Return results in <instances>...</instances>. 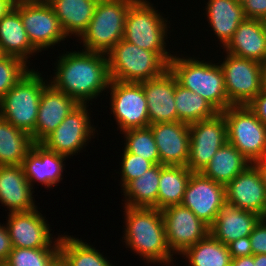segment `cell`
<instances>
[{
  "mask_svg": "<svg viewBox=\"0 0 266 266\" xmlns=\"http://www.w3.org/2000/svg\"><path fill=\"white\" fill-rule=\"evenodd\" d=\"M252 163L233 145L226 143L218 149L210 163L200 172L203 176L226 186Z\"/></svg>",
  "mask_w": 266,
  "mask_h": 266,
  "instance_id": "obj_28",
  "label": "cell"
},
{
  "mask_svg": "<svg viewBox=\"0 0 266 266\" xmlns=\"http://www.w3.org/2000/svg\"><path fill=\"white\" fill-rule=\"evenodd\" d=\"M13 5V0H0V18L3 17Z\"/></svg>",
  "mask_w": 266,
  "mask_h": 266,
  "instance_id": "obj_46",
  "label": "cell"
},
{
  "mask_svg": "<svg viewBox=\"0 0 266 266\" xmlns=\"http://www.w3.org/2000/svg\"><path fill=\"white\" fill-rule=\"evenodd\" d=\"M262 217L258 214L230 204H225L217 214L209 233L218 241L227 245L241 237L249 236Z\"/></svg>",
  "mask_w": 266,
  "mask_h": 266,
  "instance_id": "obj_24",
  "label": "cell"
},
{
  "mask_svg": "<svg viewBox=\"0 0 266 266\" xmlns=\"http://www.w3.org/2000/svg\"><path fill=\"white\" fill-rule=\"evenodd\" d=\"M126 248H130L148 264L170 266L173 255L170 251L161 210L156 208L129 207L124 205ZM156 262V263H155Z\"/></svg>",
  "mask_w": 266,
  "mask_h": 266,
  "instance_id": "obj_2",
  "label": "cell"
},
{
  "mask_svg": "<svg viewBox=\"0 0 266 266\" xmlns=\"http://www.w3.org/2000/svg\"><path fill=\"white\" fill-rule=\"evenodd\" d=\"M160 157V164L186 166L189 147V124L163 122L150 124Z\"/></svg>",
  "mask_w": 266,
  "mask_h": 266,
  "instance_id": "obj_18",
  "label": "cell"
},
{
  "mask_svg": "<svg viewBox=\"0 0 266 266\" xmlns=\"http://www.w3.org/2000/svg\"><path fill=\"white\" fill-rule=\"evenodd\" d=\"M12 248L8 230L4 224L0 223V263L6 261Z\"/></svg>",
  "mask_w": 266,
  "mask_h": 266,
  "instance_id": "obj_43",
  "label": "cell"
},
{
  "mask_svg": "<svg viewBox=\"0 0 266 266\" xmlns=\"http://www.w3.org/2000/svg\"><path fill=\"white\" fill-rule=\"evenodd\" d=\"M263 24H264V28H265V31H266V17L262 20Z\"/></svg>",
  "mask_w": 266,
  "mask_h": 266,
  "instance_id": "obj_52",
  "label": "cell"
},
{
  "mask_svg": "<svg viewBox=\"0 0 266 266\" xmlns=\"http://www.w3.org/2000/svg\"><path fill=\"white\" fill-rule=\"evenodd\" d=\"M167 19L147 0H135L129 7L123 39L157 53L168 65L173 54L166 50Z\"/></svg>",
  "mask_w": 266,
  "mask_h": 266,
  "instance_id": "obj_5",
  "label": "cell"
},
{
  "mask_svg": "<svg viewBox=\"0 0 266 266\" xmlns=\"http://www.w3.org/2000/svg\"><path fill=\"white\" fill-rule=\"evenodd\" d=\"M255 266H266V254L254 255Z\"/></svg>",
  "mask_w": 266,
  "mask_h": 266,
  "instance_id": "obj_48",
  "label": "cell"
},
{
  "mask_svg": "<svg viewBox=\"0 0 266 266\" xmlns=\"http://www.w3.org/2000/svg\"><path fill=\"white\" fill-rule=\"evenodd\" d=\"M8 212L5 225L15 248H59L60 236L53 239L48 221L37 210Z\"/></svg>",
  "mask_w": 266,
  "mask_h": 266,
  "instance_id": "obj_15",
  "label": "cell"
},
{
  "mask_svg": "<svg viewBox=\"0 0 266 266\" xmlns=\"http://www.w3.org/2000/svg\"><path fill=\"white\" fill-rule=\"evenodd\" d=\"M4 56H5V54L3 53L2 48H1V46H0V59H1L2 57H4Z\"/></svg>",
  "mask_w": 266,
  "mask_h": 266,
  "instance_id": "obj_51",
  "label": "cell"
},
{
  "mask_svg": "<svg viewBox=\"0 0 266 266\" xmlns=\"http://www.w3.org/2000/svg\"><path fill=\"white\" fill-rule=\"evenodd\" d=\"M226 203L266 218V188L251 164L225 186Z\"/></svg>",
  "mask_w": 266,
  "mask_h": 266,
  "instance_id": "obj_17",
  "label": "cell"
},
{
  "mask_svg": "<svg viewBox=\"0 0 266 266\" xmlns=\"http://www.w3.org/2000/svg\"><path fill=\"white\" fill-rule=\"evenodd\" d=\"M58 58L55 76L49 81L78 104H87V101L89 103L107 91L110 76L106 54L85 50L66 51Z\"/></svg>",
  "mask_w": 266,
  "mask_h": 266,
  "instance_id": "obj_1",
  "label": "cell"
},
{
  "mask_svg": "<svg viewBox=\"0 0 266 266\" xmlns=\"http://www.w3.org/2000/svg\"><path fill=\"white\" fill-rule=\"evenodd\" d=\"M32 144L28 133L0 117V165H21Z\"/></svg>",
  "mask_w": 266,
  "mask_h": 266,
  "instance_id": "obj_31",
  "label": "cell"
},
{
  "mask_svg": "<svg viewBox=\"0 0 266 266\" xmlns=\"http://www.w3.org/2000/svg\"><path fill=\"white\" fill-rule=\"evenodd\" d=\"M135 0H99L94 15L79 40L82 50L107 54L124 35L126 16Z\"/></svg>",
  "mask_w": 266,
  "mask_h": 266,
  "instance_id": "obj_7",
  "label": "cell"
},
{
  "mask_svg": "<svg viewBox=\"0 0 266 266\" xmlns=\"http://www.w3.org/2000/svg\"><path fill=\"white\" fill-rule=\"evenodd\" d=\"M223 48L226 53L263 64L266 60V31L262 20L246 18Z\"/></svg>",
  "mask_w": 266,
  "mask_h": 266,
  "instance_id": "obj_23",
  "label": "cell"
},
{
  "mask_svg": "<svg viewBox=\"0 0 266 266\" xmlns=\"http://www.w3.org/2000/svg\"><path fill=\"white\" fill-rule=\"evenodd\" d=\"M247 19L263 20L266 17V0H240Z\"/></svg>",
  "mask_w": 266,
  "mask_h": 266,
  "instance_id": "obj_40",
  "label": "cell"
},
{
  "mask_svg": "<svg viewBox=\"0 0 266 266\" xmlns=\"http://www.w3.org/2000/svg\"><path fill=\"white\" fill-rule=\"evenodd\" d=\"M226 54L219 65L228 101L232 106L248 105L263 90V66L254 60Z\"/></svg>",
  "mask_w": 266,
  "mask_h": 266,
  "instance_id": "obj_9",
  "label": "cell"
},
{
  "mask_svg": "<svg viewBox=\"0 0 266 266\" xmlns=\"http://www.w3.org/2000/svg\"><path fill=\"white\" fill-rule=\"evenodd\" d=\"M195 58L174 55L169 69L181 86L206 99L218 112H223L232 105L226 94L221 66Z\"/></svg>",
  "mask_w": 266,
  "mask_h": 266,
  "instance_id": "obj_3",
  "label": "cell"
},
{
  "mask_svg": "<svg viewBox=\"0 0 266 266\" xmlns=\"http://www.w3.org/2000/svg\"><path fill=\"white\" fill-rule=\"evenodd\" d=\"M59 248H15L4 262L7 266H56L61 260Z\"/></svg>",
  "mask_w": 266,
  "mask_h": 266,
  "instance_id": "obj_36",
  "label": "cell"
},
{
  "mask_svg": "<svg viewBox=\"0 0 266 266\" xmlns=\"http://www.w3.org/2000/svg\"><path fill=\"white\" fill-rule=\"evenodd\" d=\"M92 246L73 236L60 235V255L68 266H114Z\"/></svg>",
  "mask_w": 266,
  "mask_h": 266,
  "instance_id": "obj_34",
  "label": "cell"
},
{
  "mask_svg": "<svg viewBox=\"0 0 266 266\" xmlns=\"http://www.w3.org/2000/svg\"><path fill=\"white\" fill-rule=\"evenodd\" d=\"M190 147L186 166L201 172L219 148L228 142L227 123L221 112L214 117L189 124Z\"/></svg>",
  "mask_w": 266,
  "mask_h": 266,
  "instance_id": "obj_11",
  "label": "cell"
},
{
  "mask_svg": "<svg viewBox=\"0 0 266 266\" xmlns=\"http://www.w3.org/2000/svg\"><path fill=\"white\" fill-rule=\"evenodd\" d=\"M227 247L232 259L253 255L249 236L234 240Z\"/></svg>",
  "mask_w": 266,
  "mask_h": 266,
  "instance_id": "obj_41",
  "label": "cell"
},
{
  "mask_svg": "<svg viewBox=\"0 0 266 266\" xmlns=\"http://www.w3.org/2000/svg\"><path fill=\"white\" fill-rule=\"evenodd\" d=\"M226 204L225 186L193 172L181 205L187 207L209 227Z\"/></svg>",
  "mask_w": 266,
  "mask_h": 266,
  "instance_id": "obj_16",
  "label": "cell"
},
{
  "mask_svg": "<svg viewBox=\"0 0 266 266\" xmlns=\"http://www.w3.org/2000/svg\"><path fill=\"white\" fill-rule=\"evenodd\" d=\"M106 55L110 80L140 83L159 77L169 68L157 53L124 39Z\"/></svg>",
  "mask_w": 266,
  "mask_h": 266,
  "instance_id": "obj_6",
  "label": "cell"
},
{
  "mask_svg": "<svg viewBox=\"0 0 266 266\" xmlns=\"http://www.w3.org/2000/svg\"><path fill=\"white\" fill-rule=\"evenodd\" d=\"M253 255L266 254V218H261L249 235Z\"/></svg>",
  "mask_w": 266,
  "mask_h": 266,
  "instance_id": "obj_39",
  "label": "cell"
},
{
  "mask_svg": "<svg viewBox=\"0 0 266 266\" xmlns=\"http://www.w3.org/2000/svg\"><path fill=\"white\" fill-rule=\"evenodd\" d=\"M27 65L15 56L0 59V99L30 70Z\"/></svg>",
  "mask_w": 266,
  "mask_h": 266,
  "instance_id": "obj_37",
  "label": "cell"
},
{
  "mask_svg": "<svg viewBox=\"0 0 266 266\" xmlns=\"http://www.w3.org/2000/svg\"><path fill=\"white\" fill-rule=\"evenodd\" d=\"M174 97L177 121L192 124L219 113L206 99L181 86L177 79Z\"/></svg>",
  "mask_w": 266,
  "mask_h": 266,
  "instance_id": "obj_32",
  "label": "cell"
},
{
  "mask_svg": "<svg viewBox=\"0 0 266 266\" xmlns=\"http://www.w3.org/2000/svg\"><path fill=\"white\" fill-rule=\"evenodd\" d=\"M31 69L0 99V117L25 131L35 143V126L43 88L49 83ZM44 79V80H43ZM46 81V83H45Z\"/></svg>",
  "mask_w": 266,
  "mask_h": 266,
  "instance_id": "obj_4",
  "label": "cell"
},
{
  "mask_svg": "<svg viewBox=\"0 0 266 266\" xmlns=\"http://www.w3.org/2000/svg\"><path fill=\"white\" fill-rule=\"evenodd\" d=\"M181 255L186 257L188 266H230L232 260L227 245L210 233Z\"/></svg>",
  "mask_w": 266,
  "mask_h": 266,
  "instance_id": "obj_33",
  "label": "cell"
},
{
  "mask_svg": "<svg viewBox=\"0 0 266 266\" xmlns=\"http://www.w3.org/2000/svg\"><path fill=\"white\" fill-rule=\"evenodd\" d=\"M111 114L121 132L150 125L147 100L141 83L110 80Z\"/></svg>",
  "mask_w": 266,
  "mask_h": 266,
  "instance_id": "obj_10",
  "label": "cell"
},
{
  "mask_svg": "<svg viewBox=\"0 0 266 266\" xmlns=\"http://www.w3.org/2000/svg\"><path fill=\"white\" fill-rule=\"evenodd\" d=\"M79 104L50 82L43 88L35 126V143H41Z\"/></svg>",
  "mask_w": 266,
  "mask_h": 266,
  "instance_id": "obj_21",
  "label": "cell"
},
{
  "mask_svg": "<svg viewBox=\"0 0 266 266\" xmlns=\"http://www.w3.org/2000/svg\"><path fill=\"white\" fill-rule=\"evenodd\" d=\"M121 162V188L123 189L131 180L140 177L145 171L154 166L151 161L139 155L132 154L123 149Z\"/></svg>",
  "mask_w": 266,
  "mask_h": 266,
  "instance_id": "obj_38",
  "label": "cell"
},
{
  "mask_svg": "<svg viewBox=\"0 0 266 266\" xmlns=\"http://www.w3.org/2000/svg\"><path fill=\"white\" fill-rule=\"evenodd\" d=\"M124 134V149L132 154L151 161L154 165L160 164L159 151L151 128H132L121 132Z\"/></svg>",
  "mask_w": 266,
  "mask_h": 266,
  "instance_id": "obj_35",
  "label": "cell"
},
{
  "mask_svg": "<svg viewBox=\"0 0 266 266\" xmlns=\"http://www.w3.org/2000/svg\"><path fill=\"white\" fill-rule=\"evenodd\" d=\"M163 166L162 164L154 165L121 189L125 196L126 206L158 209L159 179Z\"/></svg>",
  "mask_w": 266,
  "mask_h": 266,
  "instance_id": "obj_29",
  "label": "cell"
},
{
  "mask_svg": "<svg viewBox=\"0 0 266 266\" xmlns=\"http://www.w3.org/2000/svg\"><path fill=\"white\" fill-rule=\"evenodd\" d=\"M99 0H52L55 15L58 17L60 25L69 38L81 37L86 31L95 12Z\"/></svg>",
  "mask_w": 266,
  "mask_h": 266,
  "instance_id": "obj_27",
  "label": "cell"
},
{
  "mask_svg": "<svg viewBox=\"0 0 266 266\" xmlns=\"http://www.w3.org/2000/svg\"><path fill=\"white\" fill-rule=\"evenodd\" d=\"M147 100L150 124L176 122V76L168 68L159 77L140 82Z\"/></svg>",
  "mask_w": 266,
  "mask_h": 266,
  "instance_id": "obj_19",
  "label": "cell"
},
{
  "mask_svg": "<svg viewBox=\"0 0 266 266\" xmlns=\"http://www.w3.org/2000/svg\"><path fill=\"white\" fill-rule=\"evenodd\" d=\"M230 266H255L254 255L232 259Z\"/></svg>",
  "mask_w": 266,
  "mask_h": 266,
  "instance_id": "obj_44",
  "label": "cell"
},
{
  "mask_svg": "<svg viewBox=\"0 0 266 266\" xmlns=\"http://www.w3.org/2000/svg\"><path fill=\"white\" fill-rule=\"evenodd\" d=\"M247 106L266 125V89H263Z\"/></svg>",
  "mask_w": 266,
  "mask_h": 266,
  "instance_id": "obj_42",
  "label": "cell"
},
{
  "mask_svg": "<svg viewBox=\"0 0 266 266\" xmlns=\"http://www.w3.org/2000/svg\"><path fill=\"white\" fill-rule=\"evenodd\" d=\"M14 4H47L50 0H13Z\"/></svg>",
  "mask_w": 266,
  "mask_h": 266,
  "instance_id": "obj_47",
  "label": "cell"
},
{
  "mask_svg": "<svg viewBox=\"0 0 266 266\" xmlns=\"http://www.w3.org/2000/svg\"><path fill=\"white\" fill-rule=\"evenodd\" d=\"M33 192L21 165H0V202L9 212L36 208Z\"/></svg>",
  "mask_w": 266,
  "mask_h": 266,
  "instance_id": "obj_22",
  "label": "cell"
},
{
  "mask_svg": "<svg viewBox=\"0 0 266 266\" xmlns=\"http://www.w3.org/2000/svg\"><path fill=\"white\" fill-rule=\"evenodd\" d=\"M0 46L5 55L20 58L26 64H30V55L39 53L29 42L20 13L14 7L0 18Z\"/></svg>",
  "mask_w": 266,
  "mask_h": 266,
  "instance_id": "obj_26",
  "label": "cell"
},
{
  "mask_svg": "<svg viewBox=\"0 0 266 266\" xmlns=\"http://www.w3.org/2000/svg\"><path fill=\"white\" fill-rule=\"evenodd\" d=\"M263 66V89H266V60L262 64Z\"/></svg>",
  "mask_w": 266,
  "mask_h": 266,
  "instance_id": "obj_49",
  "label": "cell"
},
{
  "mask_svg": "<svg viewBox=\"0 0 266 266\" xmlns=\"http://www.w3.org/2000/svg\"><path fill=\"white\" fill-rule=\"evenodd\" d=\"M0 266H7L5 263H0Z\"/></svg>",
  "mask_w": 266,
  "mask_h": 266,
  "instance_id": "obj_53",
  "label": "cell"
},
{
  "mask_svg": "<svg viewBox=\"0 0 266 266\" xmlns=\"http://www.w3.org/2000/svg\"><path fill=\"white\" fill-rule=\"evenodd\" d=\"M13 7L20 13L29 42L38 52L53 48L67 38L49 3L14 4Z\"/></svg>",
  "mask_w": 266,
  "mask_h": 266,
  "instance_id": "obj_13",
  "label": "cell"
},
{
  "mask_svg": "<svg viewBox=\"0 0 266 266\" xmlns=\"http://www.w3.org/2000/svg\"><path fill=\"white\" fill-rule=\"evenodd\" d=\"M192 173L187 166L164 165L162 167L158 189L159 210L181 204Z\"/></svg>",
  "mask_w": 266,
  "mask_h": 266,
  "instance_id": "obj_30",
  "label": "cell"
},
{
  "mask_svg": "<svg viewBox=\"0 0 266 266\" xmlns=\"http://www.w3.org/2000/svg\"><path fill=\"white\" fill-rule=\"evenodd\" d=\"M205 13L211 30L225 47L246 17L240 0H208Z\"/></svg>",
  "mask_w": 266,
  "mask_h": 266,
  "instance_id": "obj_25",
  "label": "cell"
},
{
  "mask_svg": "<svg viewBox=\"0 0 266 266\" xmlns=\"http://www.w3.org/2000/svg\"><path fill=\"white\" fill-rule=\"evenodd\" d=\"M258 170L262 182L266 188V157L252 163Z\"/></svg>",
  "mask_w": 266,
  "mask_h": 266,
  "instance_id": "obj_45",
  "label": "cell"
},
{
  "mask_svg": "<svg viewBox=\"0 0 266 266\" xmlns=\"http://www.w3.org/2000/svg\"><path fill=\"white\" fill-rule=\"evenodd\" d=\"M172 254H183L209 234V226L187 207L172 205L161 211Z\"/></svg>",
  "mask_w": 266,
  "mask_h": 266,
  "instance_id": "obj_14",
  "label": "cell"
},
{
  "mask_svg": "<svg viewBox=\"0 0 266 266\" xmlns=\"http://www.w3.org/2000/svg\"><path fill=\"white\" fill-rule=\"evenodd\" d=\"M227 123L228 143L251 163L266 157V125L247 105L229 106L221 112Z\"/></svg>",
  "mask_w": 266,
  "mask_h": 266,
  "instance_id": "obj_8",
  "label": "cell"
},
{
  "mask_svg": "<svg viewBox=\"0 0 266 266\" xmlns=\"http://www.w3.org/2000/svg\"><path fill=\"white\" fill-rule=\"evenodd\" d=\"M56 266H68V265L66 264V262H65L63 259H61V260L56 264Z\"/></svg>",
  "mask_w": 266,
  "mask_h": 266,
  "instance_id": "obj_50",
  "label": "cell"
},
{
  "mask_svg": "<svg viewBox=\"0 0 266 266\" xmlns=\"http://www.w3.org/2000/svg\"><path fill=\"white\" fill-rule=\"evenodd\" d=\"M87 107V104H79L74 108L41 144L66 157L76 155L84 149L97 131L91 123Z\"/></svg>",
  "mask_w": 266,
  "mask_h": 266,
  "instance_id": "obj_12",
  "label": "cell"
},
{
  "mask_svg": "<svg viewBox=\"0 0 266 266\" xmlns=\"http://www.w3.org/2000/svg\"><path fill=\"white\" fill-rule=\"evenodd\" d=\"M68 157L47 149L41 143H33L27 152L21 166L27 181L32 189L35 182H39L46 188H52L62 181V174Z\"/></svg>",
  "mask_w": 266,
  "mask_h": 266,
  "instance_id": "obj_20",
  "label": "cell"
}]
</instances>
